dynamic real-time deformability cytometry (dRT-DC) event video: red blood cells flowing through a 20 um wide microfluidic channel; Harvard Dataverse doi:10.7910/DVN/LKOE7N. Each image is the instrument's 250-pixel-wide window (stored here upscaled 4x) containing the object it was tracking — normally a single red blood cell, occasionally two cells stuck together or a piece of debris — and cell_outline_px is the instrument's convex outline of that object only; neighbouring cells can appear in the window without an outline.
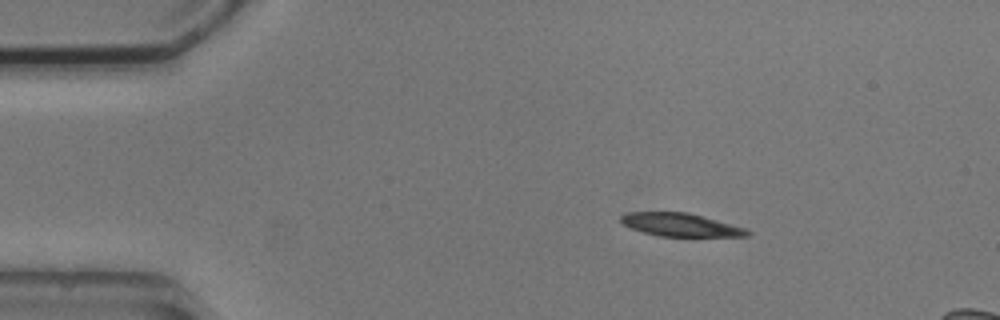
{"species": "common noctule bat (a hibernating species)", "species_latin": "Nyctalus noctula", "temperature_condition": "cold", "stored_images_in_passage": 5, "segment_of_instrument_passage": [1, 2], "camera_frame_rate_fps": 3000, "um_per_image_px": 0.085, "animal": {"sex": "male", "body_mass_g": 20.5, "forearm_length_mm": 52.5}, "frame": {"image": 1, "passage_image": 2, "time_ms": 1.0, "image_size_px": [1000, 320], "cell_outline_px": [[752, 232], [748, 236], [660, 236], [644, 232], [632, 228], [624, 224], [620, 220], [620, 216], [624, 212], [688, 212], [748, 228]], "centroid_in_image_um": [57.88, 19.1], "position_along_channel_um": 27.1, "area_um2": 17.05}}